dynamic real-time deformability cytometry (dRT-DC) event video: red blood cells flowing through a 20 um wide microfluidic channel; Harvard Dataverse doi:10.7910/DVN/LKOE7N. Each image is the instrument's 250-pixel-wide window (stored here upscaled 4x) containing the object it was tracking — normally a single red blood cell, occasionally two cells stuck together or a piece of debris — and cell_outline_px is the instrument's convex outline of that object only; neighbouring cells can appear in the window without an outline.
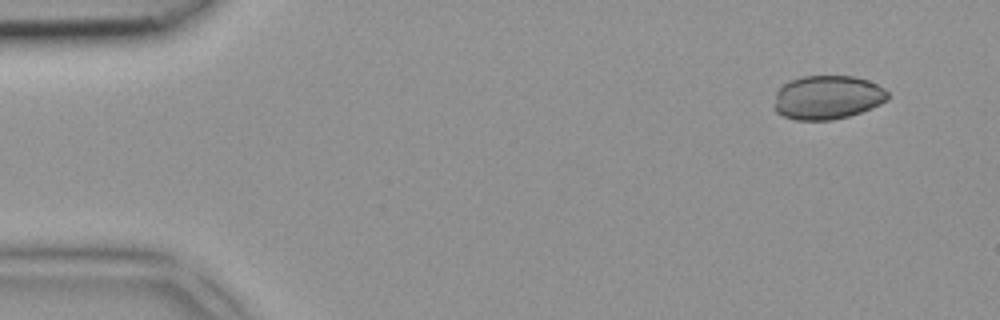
{"species": "common noctule bat (a hibernating species)", "species_latin": "Nyctalus noctula", "temperature_condition": "room temperature", "stored_images_in_passage": 4, "camera_frame_rate_fps": 3000, "um_per_image_px": 0.085, "animal": {"sex": "female", "body_mass_g": 18.4}, "frame": {"image": 1, "passage_image": 1, "time_ms": 0.0, "image_size_px": [1000, 320], "cell_outline_px": [[888, 100], [872, 108], [848, 116], [832, 120], [796, 120], [784, 116], [776, 112], [776, 92], [784, 84], [792, 80], [804, 76], [852, 76], [868, 80], [884, 88], [888, 92]], "centroid_in_image_um": [70.36, 8.28], "position_along_channel_um": 14.6, "area_um2": 28.84}}
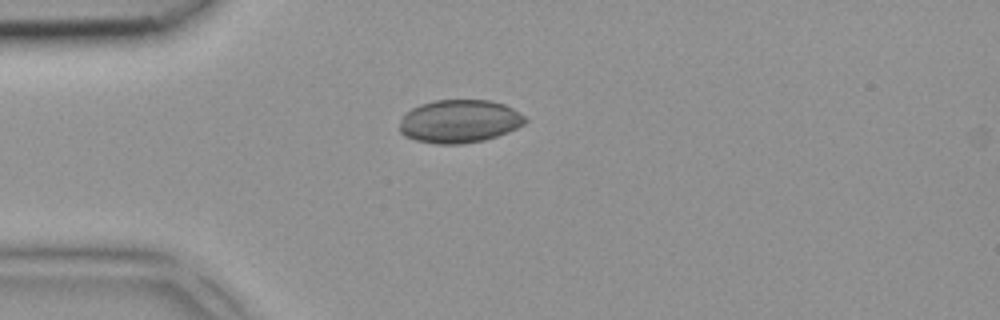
{"frame": {"image": 2, "passage_image": 3, "time_ms": 0.667, "image_size_px": [1000, 320], "cell_outline_px": [[528, 120], [524, 124], [508, 132], [484, 140], [460, 144], [436, 144], [416, 140], [404, 136], [400, 132], [400, 120], [404, 112], [420, 104], [436, 100], [492, 100], [504, 104], [512, 108], [524, 116]], "centroid_in_image_um": [39.03, 10.31], "position_along_channel_um": 46.0, "area_um2": 31.67}}